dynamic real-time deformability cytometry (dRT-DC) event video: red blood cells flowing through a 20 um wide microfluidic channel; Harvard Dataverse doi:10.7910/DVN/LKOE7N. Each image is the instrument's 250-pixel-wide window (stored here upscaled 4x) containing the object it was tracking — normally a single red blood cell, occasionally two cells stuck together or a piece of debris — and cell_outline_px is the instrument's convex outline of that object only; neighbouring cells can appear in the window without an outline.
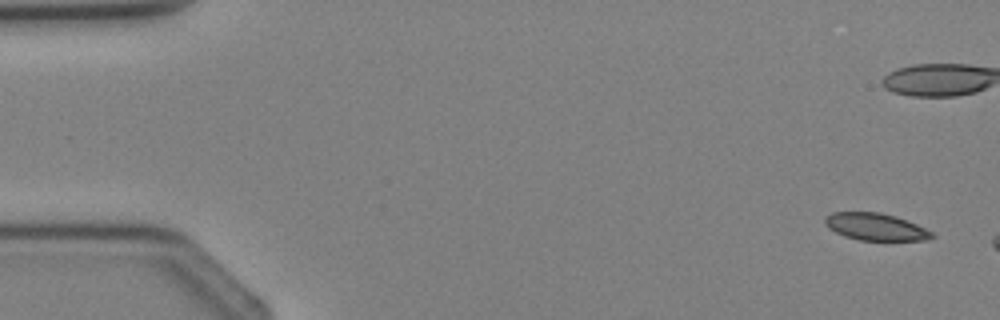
{"species": "Egyptian fruit bat (a non-hibernating species)", "species_latin": "Rousettus aegyptiacus", "temperature_condition": "cold", "stored_images_in_passage": 5, "camera_frame_rate_fps": 3000, "um_per_image_px": 0.085, "animal": {"sex": "female"}, "frame": {"image": 1, "passage_image": 1, "time_ms": 0.0, "image_size_px": [1000, 320], "cell_outline_px": [[936, 236], [928, 240], [860, 240], [844, 236], [828, 228], [824, 224], [824, 220], [832, 212], [880, 212], [896, 216], [916, 224], [932, 232]], "centroid_in_image_um": [74.43, 19.28], "position_along_channel_um": 10.6, "area_um2": 16.88}}
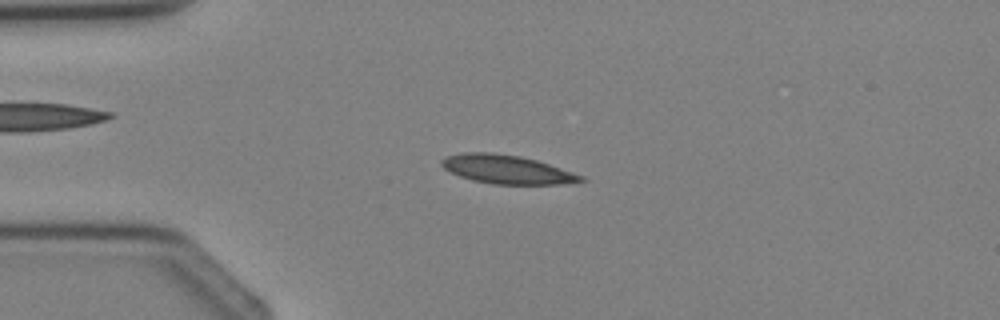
{"frame": {"image": 2, "passage_image": 4, "time_ms": 4.333, "image_size_px": [1000, 320], "cell_outline_px": [[588, 180], [560, 184], [492, 184], [472, 180], [460, 176], [444, 168], [440, 164], [440, 160], [444, 156], [460, 152], [492, 152], [520, 156], [536, 160], [584, 176]], "centroid_in_image_um": [43.04, 14.39], "position_along_channel_um": 42.0, "area_um2": 23.29}}